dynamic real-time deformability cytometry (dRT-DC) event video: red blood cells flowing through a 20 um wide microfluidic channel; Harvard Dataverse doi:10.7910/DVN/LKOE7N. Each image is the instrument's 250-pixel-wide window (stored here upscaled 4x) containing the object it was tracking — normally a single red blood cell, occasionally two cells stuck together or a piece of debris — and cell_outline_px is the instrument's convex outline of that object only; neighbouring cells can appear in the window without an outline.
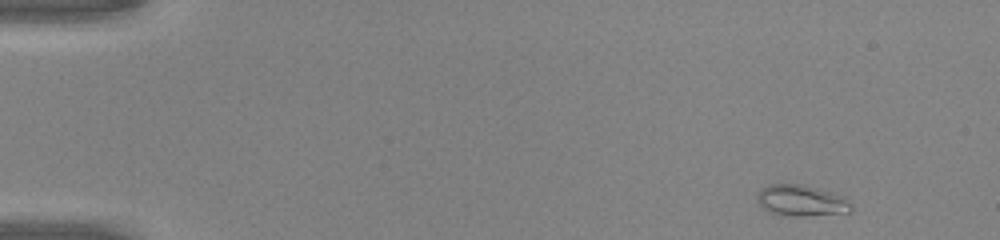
{"species": "common noctule bat (a hibernating species)", "species_latin": "Nyctalus noctula", "temperature_condition": "warm", "stored_images_in_passage": 45, "camera_frame_rate_fps": 3000, "um_per_image_px": 0.085, "animal": {"sex": "male", "body_mass_g": 20.0, "forearm_length_mm": 53.3}, "frame": {"image": 1, "passage_image": 1, "time_ms": 0.0, "image_size_px": [1000, 240], "cell_outline_px": [[852, 212], [804, 216], [788, 216], [772, 212], [764, 208], [756, 200], [756, 192], [760, 188], [768, 184], [804, 184], [832, 192], [844, 196], [852, 208]], "centroid_in_image_um": [68.09, 17.03], "position_along_channel_um": 16.9, "area_um2": 17.22}}
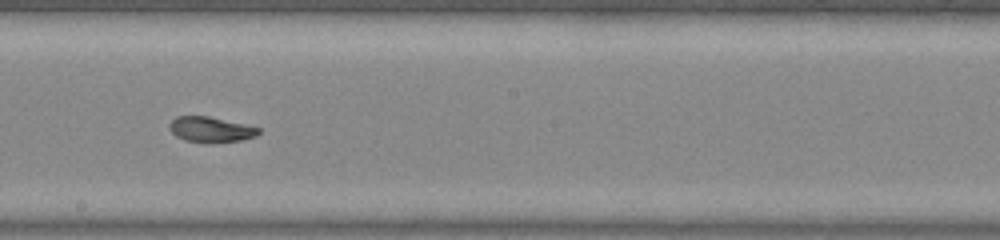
{"frame": {"image": 2, "passage_image": 25, "time_ms": 8.0, "image_size_px": [1000, 240], "cell_outline_px": [[260, 132], [256, 136], [240, 140], [212, 144], [184, 140], [176, 136], [168, 128], [168, 124], [176, 116], [208, 116], [244, 124], [260, 128]], "centroid_in_image_um": [17.89, 11.02], "position_along_channel_um": 230.3, "area_um2": 13.35}}
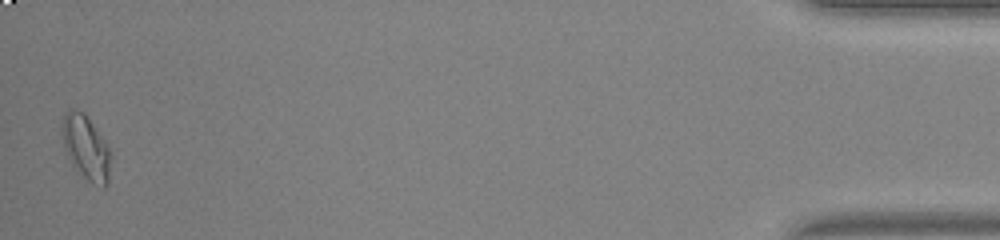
{"frame": {"image": 3, "passage_image": 45, "time_ms": 14.667, "image_size_px": [1000, 240], "cell_outline_px": [[112, 156], [108, 184], [104, 188], [92, 184], [72, 164], [64, 148], [60, 132], [60, 124], [64, 112], [68, 108], [76, 108], [84, 112], [108, 148]], "centroid_in_image_um": [7.27, 12.52], "position_along_channel_um": 427.9, "area_um2": 18.5}, "authors_computed_cell_mechanics": {"area_um2": 14.6234, "velocity_mm_per_s": 4.2434, "shape_relaxation_time_tau1_ms": 7.5861, "shape_relaxation_time_tau2_ms": 1.278, "deformation_change_tau1": 0.2136, "deformation_change_tau2": 0.0557}}